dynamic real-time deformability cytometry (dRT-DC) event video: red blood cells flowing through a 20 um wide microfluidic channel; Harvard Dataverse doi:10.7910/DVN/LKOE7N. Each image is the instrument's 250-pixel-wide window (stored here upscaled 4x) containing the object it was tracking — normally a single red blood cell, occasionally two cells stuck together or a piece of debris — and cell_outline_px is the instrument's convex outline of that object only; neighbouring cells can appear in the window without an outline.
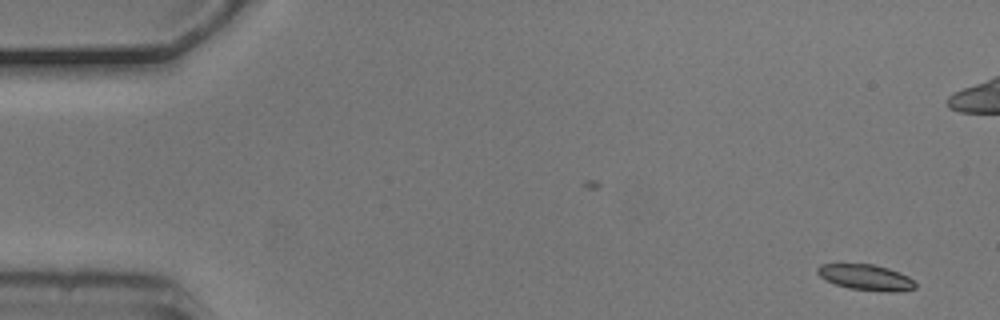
{"species": "common noctule bat (a hibernating species)", "species_latin": "Nyctalus noctula", "temperature_condition": "cold", "stored_images_in_passage": 4, "camera_frame_rate_fps": 3000, "um_per_image_px": 0.085, "animal": {"sex": "male", "body_mass_g": 20.5, "forearm_length_mm": 52.5}, "frame": {"image": 1, "passage_image": 1, "time_ms": 0.0, "image_size_px": [1000, 320], "cell_outline_px": [[916, 288], [896, 292], [892, 292], [848, 288], [836, 284], [820, 276], [816, 272], [816, 268], [820, 264], [872, 264], [888, 268], [900, 272], [908, 276], [916, 284]], "centroid_in_image_um": [73.61, 23.57], "position_along_channel_um": 11.4, "area_um2": 14.57}}